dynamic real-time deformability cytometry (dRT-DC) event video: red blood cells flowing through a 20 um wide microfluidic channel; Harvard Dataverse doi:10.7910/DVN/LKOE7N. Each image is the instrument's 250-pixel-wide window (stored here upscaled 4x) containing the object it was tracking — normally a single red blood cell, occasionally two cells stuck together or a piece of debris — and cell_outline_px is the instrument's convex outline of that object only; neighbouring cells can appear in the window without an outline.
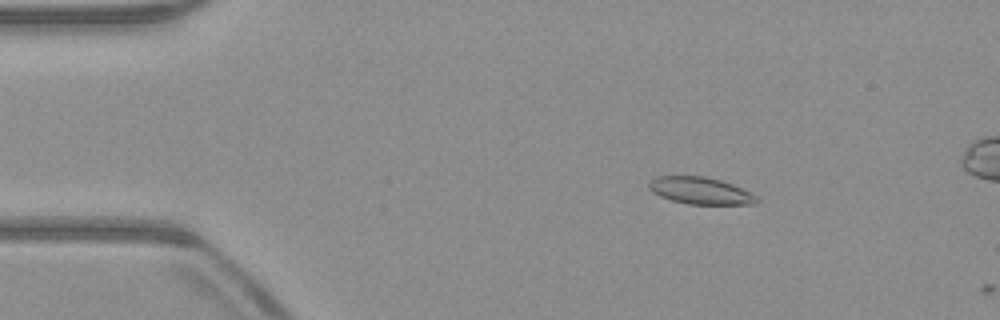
{"species": "common noctule bat (a hibernating species)", "species_latin": "Nyctalus noctula", "temperature_condition": "warm", "stored_images_in_passage": 10, "camera_frame_rate_fps": 3000, "um_per_image_px": 0.085, "animal": {"sex": "male", "body_mass_g": 23.1, "forearm_length_mm": 52.7}, "frame": {"image": 1, "passage_image": 9, "time_ms": 2.667, "image_size_px": [1000, 320], "cell_outline_px": [[760, 200], [756, 204], [688, 204], [672, 200], [660, 196], [652, 192], [648, 188], [648, 184], [656, 176], [704, 176], [720, 180], [732, 184], [756, 196]], "centroid_in_image_um": [59.51, 16.21], "position_along_channel_um": 25.5, "area_um2": 16.82}}